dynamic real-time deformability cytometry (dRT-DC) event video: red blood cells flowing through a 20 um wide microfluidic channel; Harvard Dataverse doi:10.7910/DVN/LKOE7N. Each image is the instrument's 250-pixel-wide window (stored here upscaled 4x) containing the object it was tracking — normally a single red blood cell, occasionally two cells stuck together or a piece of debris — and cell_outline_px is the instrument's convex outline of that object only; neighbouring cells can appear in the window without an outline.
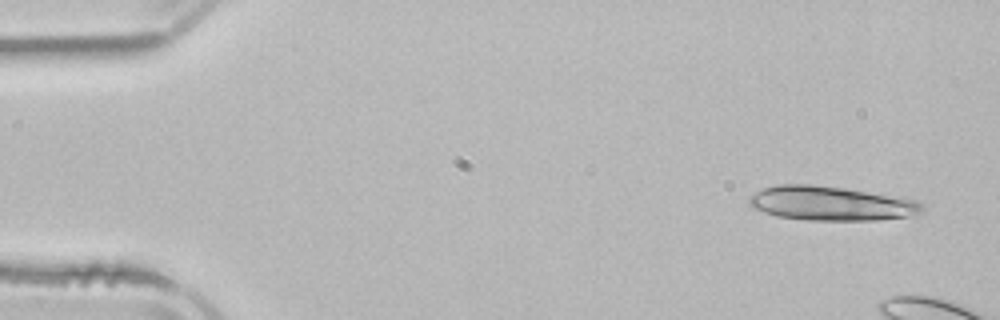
{"species": "common noctule bat (a hibernating species)", "species_latin": "Nyctalus noctula", "temperature_condition": "room temperature", "stored_images_in_passage": 4, "camera_frame_rate_fps": 3000, "um_per_image_px": 0.085, "animal": {"sex": "male", "body_mass_g": 21.5, "forearm_length_mm": 52.0}, "frame": {"image": 1, "passage_image": 1, "time_ms": 0.0, "image_size_px": [1000, 320], "cell_outline_px": [[924, 208], [920, 212], [908, 216], [876, 220], [808, 220], [776, 216], [764, 212], [748, 204], [748, 196], [764, 188], [776, 184], [812, 184], [844, 188], [904, 196], [916, 200]], "centroid_in_image_um": [70.64, 17.27], "position_along_channel_um": 14.4, "area_um2": 34.74}}